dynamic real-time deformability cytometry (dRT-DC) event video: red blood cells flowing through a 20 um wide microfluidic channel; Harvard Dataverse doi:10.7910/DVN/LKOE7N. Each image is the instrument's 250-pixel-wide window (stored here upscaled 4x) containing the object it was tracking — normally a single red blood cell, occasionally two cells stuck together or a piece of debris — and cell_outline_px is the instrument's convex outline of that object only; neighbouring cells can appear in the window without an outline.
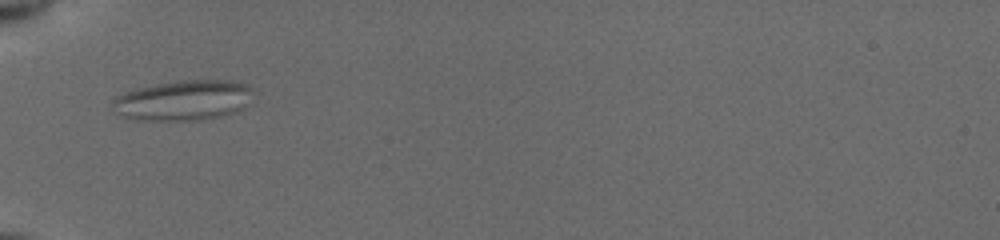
{"species": "common noctule bat (a hibernating species)", "species_latin": "Nyctalus noctula", "temperature_condition": "cold", "stored_images_in_passage": 38, "camera_frame_rate_fps": 3000, "um_per_image_px": 0.085, "animal": {"sex": "female", "body_mass_g": 19.5, "forearm_length_mm": 54.1}, "frame": {"image": 1, "passage_image": 1, "time_ms": 0.0, "image_size_px": [1000, 240], "cell_outline_px": [[252, 104], [236, 112], [200, 120], [136, 120], [124, 116], [112, 104], [112, 100], [116, 96], [136, 88], [156, 84], [180, 80], [232, 80], [248, 84], [252, 88]], "centroid_in_image_um": [15.68, 8.51], "position_along_channel_um": 69.3, "area_um2": 33.12}}
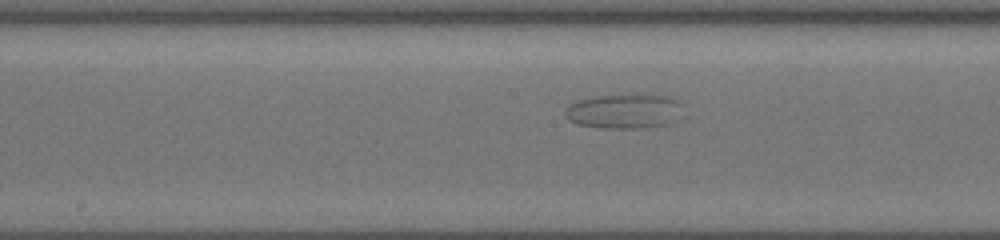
{"frame": {"image": 2, "passage_image": 12, "time_ms": 3.667, "image_size_px": [1000, 240], "cell_outline_px": [[684, 104], [664, 124], [632, 128], [608, 128], [580, 124], [568, 120], [564, 112], [568, 104], [576, 100], [596, 96], [632, 92], [652, 92], [676, 96]], "centroid_in_image_um": [53.04, 9.35], "position_along_channel_um": 195.2, "area_um2": 24.22}}
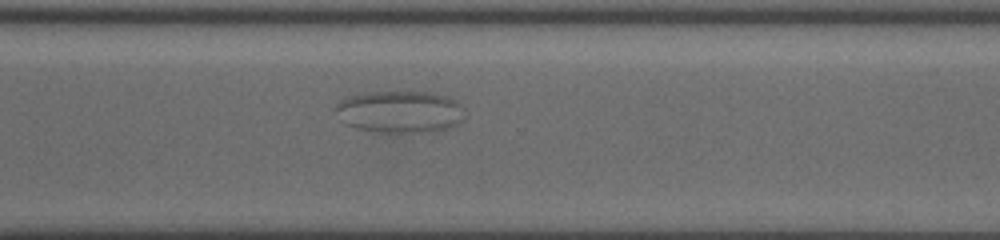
{"frame": {"image": 3, "passage_image": 24, "time_ms": 7.667, "image_size_px": [1000, 240], "cell_outline_px": [[460, 120], [444, 128], [420, 132], [396, 132], [356, 128], [344, 124], [336, 108], [336, 104], [340, 100], [352, 96], [368, 92], [436, 92], [448, 96], [456, 104]], "centroid_in_image_um": [33.88, 9.47], "position_along_channel_um": 336.7, "area_um2": 30.29}}